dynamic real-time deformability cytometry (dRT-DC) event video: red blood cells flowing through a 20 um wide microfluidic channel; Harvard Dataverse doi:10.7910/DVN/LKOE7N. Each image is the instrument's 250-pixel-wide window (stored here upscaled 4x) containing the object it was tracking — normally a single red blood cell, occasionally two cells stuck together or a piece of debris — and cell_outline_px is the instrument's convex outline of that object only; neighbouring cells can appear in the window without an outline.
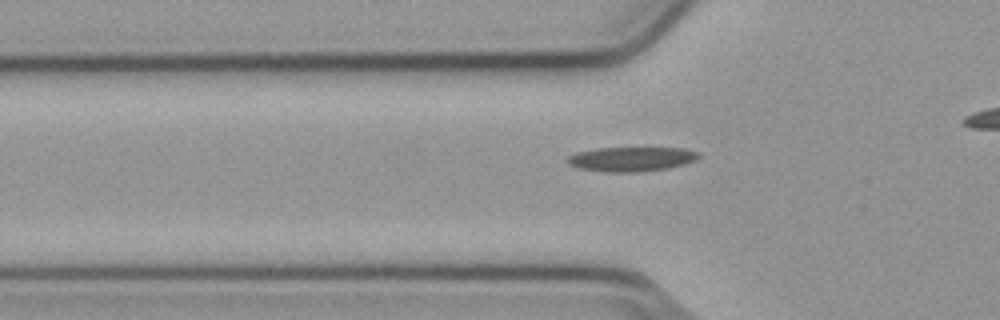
{"species": "common noctule bat (a hibernating species)", "species_latin": "Nyctalus noctula", "temperature_condition": "cold", "stored_images_in_passage": 40, "camera_frame_rate_fps": 3000, "um_per_image_px": 0.085, "animal": {"sex": "male", "body_mass_g": 23.1, "forearm_length_mm": 52.7}, "frame": {"image": 1, "passage_image": 14, "time_ms": 4.333, "image_size_px": [1000, 320], "cell_outline_px": [[700, 156], [696, 160], [684, 164], [668, 168], [640, 172], [604, 172], [580, 168], [568, 164], [568, 156], [576, 152], [596, 148], [684, 148], [700, 152]], "centroid_in_image_um": [53.69, 13.52], "position_along_channel_um": 72.1, "area_um2": 18.79}}
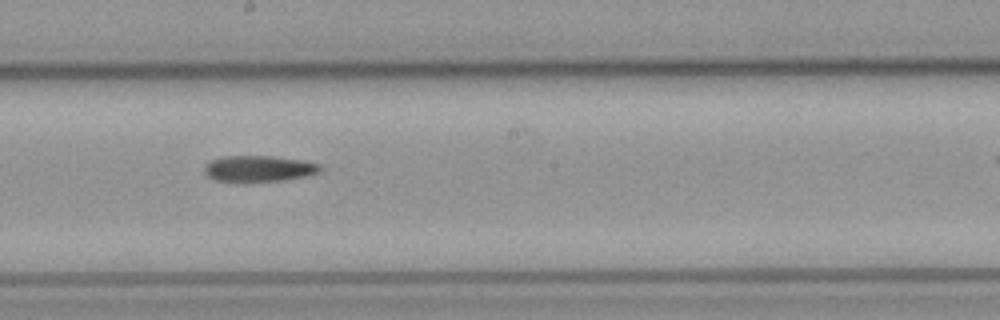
{"frame": {"image": 2, "passage_image": 26, "time_ms": 8.333, "image_size_px": [1000, 320], "cell_outline_px": [[320, 168], [316, 172], [304, 176], [280, 180], [244, 184], [216, 180], [208, 176], [204, 172], [204, 164], [220, 156], [276, 156], [304, 160], [320, 164]], "centroid_in_image_um": [21.91, 14.35], "position_along_channel_um": 226.3, "area_um2": 18.03}}
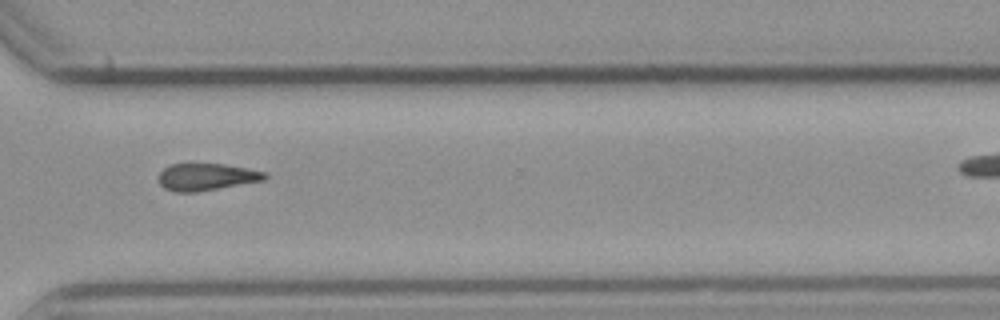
{"frame": {"image": 3, "passage_image": 36, "time_ms": 11.667, "image_size_px": [1000, 320], "cell_outline_px": [[268, 176], [264, 180], [196, 192], [176, 192], [164, 188], [160, 184], [160, 172], [164, 168], [172, 164], [224, 164], [268, 172]], "centroid_in_image_um": [17.57, 15.03], "position_along_channel_um": 353.0, "area_um2": 16.59}}